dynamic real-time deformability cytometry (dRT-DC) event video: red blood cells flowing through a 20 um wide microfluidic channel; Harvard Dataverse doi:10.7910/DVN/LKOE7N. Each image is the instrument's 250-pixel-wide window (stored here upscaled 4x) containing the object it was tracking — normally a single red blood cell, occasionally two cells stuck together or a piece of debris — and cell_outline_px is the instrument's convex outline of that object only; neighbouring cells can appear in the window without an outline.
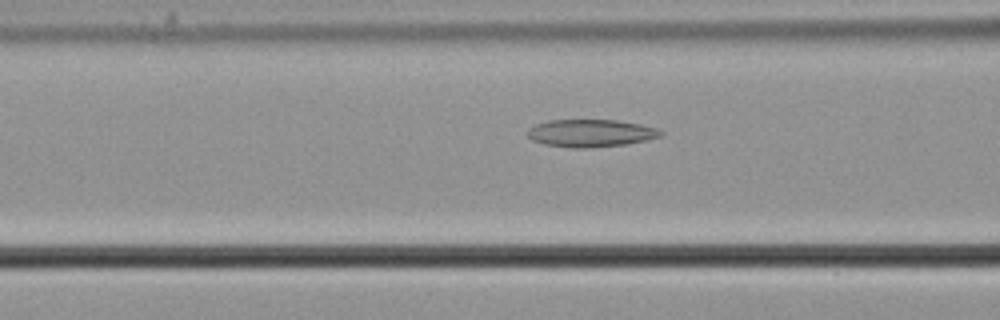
{"species": "common noctule bat (a hibernating species)", "species_latin": "Nyctalus noctula", "temperature_condition": "cold", "stored_images_in_passage": 56, "camera_frame_rate_fps": 3000, "um_per_image_px": 0.085, "animal": {"sex": "male", "body_mass_g": 21.5, "forearm_length_mm": 52.0}, "frame": {"image": 1, "passage_image": 22, "time_ms": 7.0, "image_size_px": [1000, 320], "cell_outline_px": [[664, 136], [624, 144], [592, 148], [568, 148], [544, 144], [532, 140], [528, 136], [528, 128], [536, 124], [548, 120], [616, 120], [640, 124], [656, 128], [664, 132]], "centroid_in_image_um": [50.2, 11.32], "position_along_channel_um": 116.4, "area_um2": 21.44}}
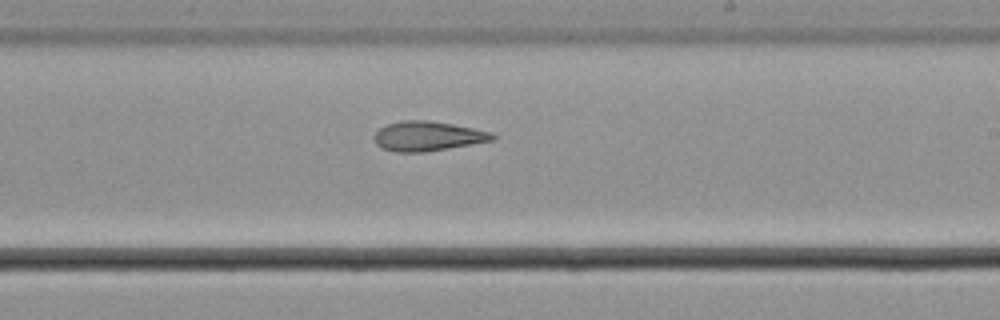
{"frame": {"image": 2, "passage_image": 33, "time_ms": 10.667, "image_size_px": [1000, 320], "cell_outline_px": [[496, 140], [424, 152], [396, 152], [384, 148], [376, 144], [372, 136], [380, 128], [388, 124], [404, 120], [428, 120], [452, 124], [492, 132], [496, 136]], "centroid_in_image_um": [36.36, 11.57], "position_along_channel_um": 252.6, "area_um2": 20.35}}
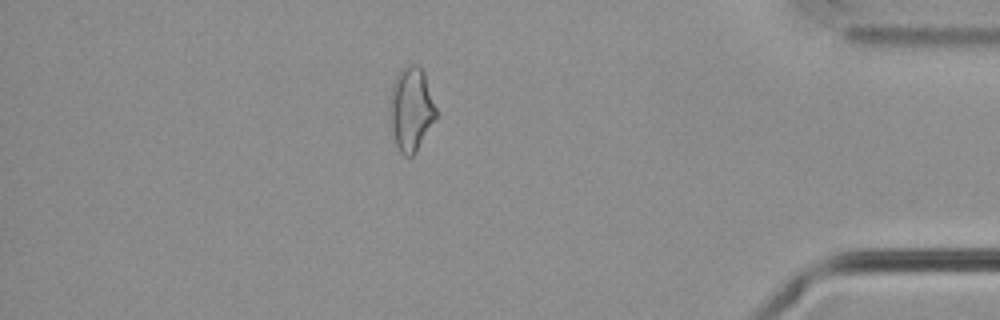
{"frame": {"image": 3, "passage_image": 48, "time_ms": 15.667, "image_size_px": [1000, 320], "cell_outline_px": [[440, 116], [412, 156], [404, 156], [400, 152], [396, 144], [388, 112], [388, 108], [392, 80], [400, 68], [404, 64], [420, 64], [424, 72]], "centroid_in_image_um": [34.96, 9.21], "position_along_channel_um": 400.2, "area_um2": 23.52}, "authors_computed_cell_mechanics": {"area_um2": 23.2067, "velocity_mm_per_s": 3.7183, "shape_relaxation_time_tau1_ms": null, "shape_relaxation_time_tau2_ms": 4.0093, "deformation_change_tau1": null, "deformation_change_tau2": 0.11}}